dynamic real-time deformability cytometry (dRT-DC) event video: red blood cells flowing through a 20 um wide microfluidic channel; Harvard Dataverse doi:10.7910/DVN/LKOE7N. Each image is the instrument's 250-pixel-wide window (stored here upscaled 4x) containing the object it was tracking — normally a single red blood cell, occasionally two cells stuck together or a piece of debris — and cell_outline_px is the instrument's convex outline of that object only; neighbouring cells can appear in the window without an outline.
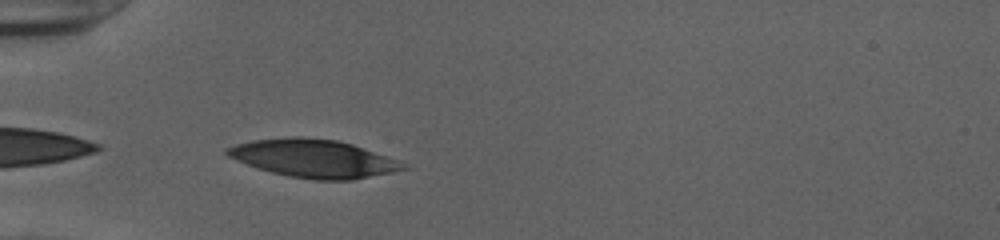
{"species": "human", "species_latin": "Homo sapiens", "temperature_condition": "cold", "stored_images_in_passage": 31, "camera_frame_rate_fps": 3000, "um_per_image_px": 0.085, "donor": {"sex": "female"}, "frame": {"image": 1, "passage_image": 1, "time_ms": 0.0, "image_size_px": [1000, 240], "cell_outline_px": [[412, 168], [352, 180], [316, 180], [288, 176], [272, 172], [236, 160], [228, 156], [224, 152], [224, 148], [236, 144], [252, 140], [292, 136], [300, 136], [340, 140], [400, 160], [408, 164]], "centroid_in_image_um": [26.7, 13.46], "position_along_channel_um": 58.3, "area_um2": 39.25}}
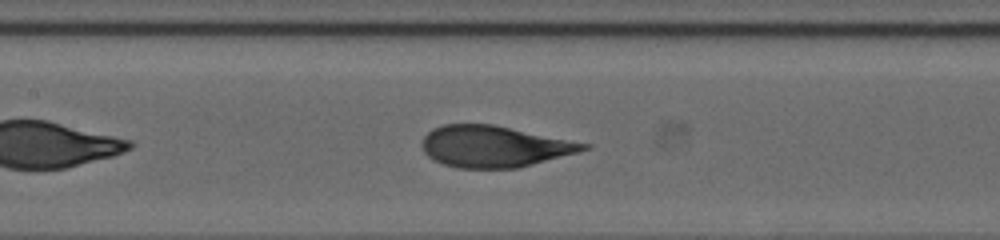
{"frame": {"image": 2, "passage_image": 10, "time_ms": 3.0, "image_size_px": [1000, 240], "cell_outline_px": [[592, 144], [588, 148], [576, 152], [532, 164], [516, 168], [456, 168], [444, 164], [428, 156], [424, 152], [420, 144], [424, 136], [432, 128], [444, 124], [492, 124]], "centroid_in_image_um": [41.96, 12.44], "position_along_channel_um": 165.4, "area_um2": 38.67}}
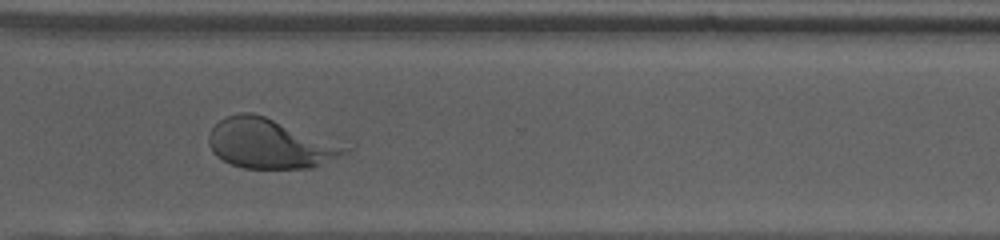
{"frame": {"image": 3, "passage_image": 24, "time_ms": 7.667, "image_size_px": [1000, 240], "cell_outline_px": [[356, 144], [348, 152], [340, 156], [312, 168], [244, 168], [232, 164], [216, 156], [212, 152], [208, 144], [208, 132], [224, 116], [240, 112], [252, 112]], "centroid_in_image_um": [23.09, 12.17], "position_along_channel_um": 347.5, "area_um2": 40.98}}